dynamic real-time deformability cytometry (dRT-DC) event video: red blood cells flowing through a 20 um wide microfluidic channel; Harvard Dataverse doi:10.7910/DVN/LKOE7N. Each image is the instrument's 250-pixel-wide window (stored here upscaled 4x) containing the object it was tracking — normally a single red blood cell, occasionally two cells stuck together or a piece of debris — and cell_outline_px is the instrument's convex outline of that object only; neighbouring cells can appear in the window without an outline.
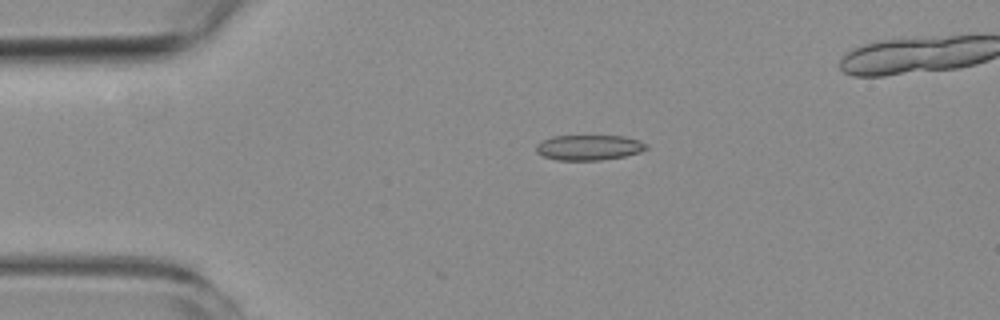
{"species": "common noctule bat (a hibernating species)", "species_latin": "Nyctalus noctula", "temperature_condition": "room temperature", "stored_images_in_passage": 3, "camera_frame_rate_fps": 3000, "um_per_image_px": 0.085, "animal": {"sex": "female", "body_mass_g": 19.3, "forearm_length_mm": 54.1}, "frame": {"image": 1, "passage_image": 1, "time_ms": 0.0, "image_size_px": [1000, 320], "cell_outline_px": [[648, 148], [640, 152], [624, 156], [600, 160], [556, 160], [544, 156], [536, 152], [536, 144], [552, 136], [624, 136], [640, 140], [648, 144]], "centroid_in_image_um": [50.08, 12.53], "position_along_channel_um": 34.9, "area_um2": 16.24}}